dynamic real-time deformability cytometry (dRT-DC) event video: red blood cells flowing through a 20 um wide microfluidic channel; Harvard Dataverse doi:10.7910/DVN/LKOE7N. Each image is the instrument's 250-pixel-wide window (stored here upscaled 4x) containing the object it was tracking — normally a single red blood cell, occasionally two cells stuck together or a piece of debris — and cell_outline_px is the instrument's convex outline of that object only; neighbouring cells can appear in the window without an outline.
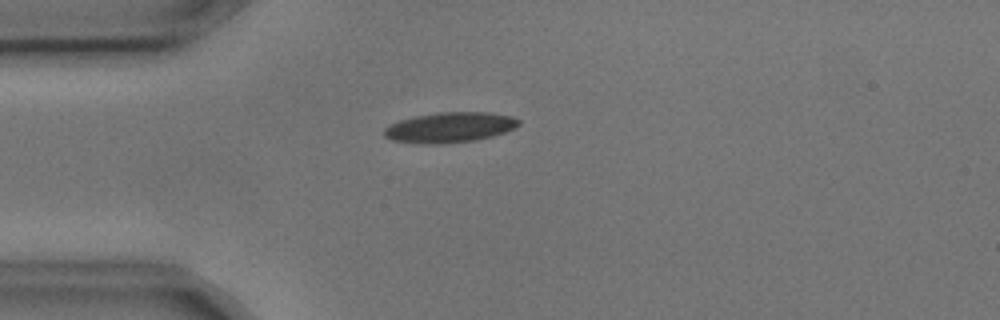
{"species": "common noctule bat (a hibernating species)", "species_latin": "Nyctalus noctula", "temperature_condition": "cold", "stored_images_in_passage": 1, "camera_frame_rate_fps": 3000, "um_per_image_px": 0.085, "animal": {"sex": "male", "body_mass_g": 17.9, "forearm_length_mm": 54.2}, "frame": {"image": 1, "passage_image": 1, "time_ms": 0.0, "image_size_px": [1000, 320], "cell_outline_px": [[520, 124], [516, 128], [492, 136], [476, 140], [436, 144], [392, 140], [384, 136], [384, 128], [388, 124], [400, 120], [416, 116], [440, 112], [492, 112], [512, 116], [520, 120]], "centroid_in_image_um": [38.27, 10.81], "position_along_channel_um": 46.7, "area_um2": 23.64}}